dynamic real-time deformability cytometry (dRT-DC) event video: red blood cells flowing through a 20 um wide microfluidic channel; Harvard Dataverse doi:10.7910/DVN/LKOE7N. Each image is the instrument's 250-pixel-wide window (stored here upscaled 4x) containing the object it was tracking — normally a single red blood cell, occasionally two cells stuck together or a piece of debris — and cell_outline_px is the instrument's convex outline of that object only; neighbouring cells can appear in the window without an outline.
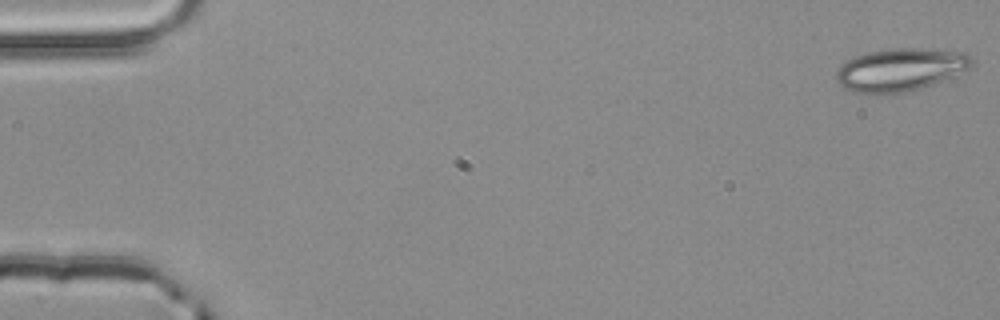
{"species": "common noctule bat (a hibernating species)", "species_latin": "Nyctalus noctula", "temperature_condition": "room temperature", "stored_images_in_passage": 4, "camera_frame_rate_fps": 3000, "um_per_image_px": 0.085, "animal": {"sex": "male", "body_mass_g": 20.4}, "frame": {"image": 1, "passage_image": 1, "time_ms": 0.0, "image_size_px": [1000, 320], "cell_outline_px": [[972, 68], [932, 84], [920, 88], [904, 92], [856, 92], [844, 88], [836, 80], [836, 72], [840, 64], [844, 60], [868, 52], [892, 48], [920, 48], [968, 52], [972, 56]], "centroid_in_image_um": [76.55, 5.88], "position_along_channel_um": 8.4, "area_um2": 33.64}}